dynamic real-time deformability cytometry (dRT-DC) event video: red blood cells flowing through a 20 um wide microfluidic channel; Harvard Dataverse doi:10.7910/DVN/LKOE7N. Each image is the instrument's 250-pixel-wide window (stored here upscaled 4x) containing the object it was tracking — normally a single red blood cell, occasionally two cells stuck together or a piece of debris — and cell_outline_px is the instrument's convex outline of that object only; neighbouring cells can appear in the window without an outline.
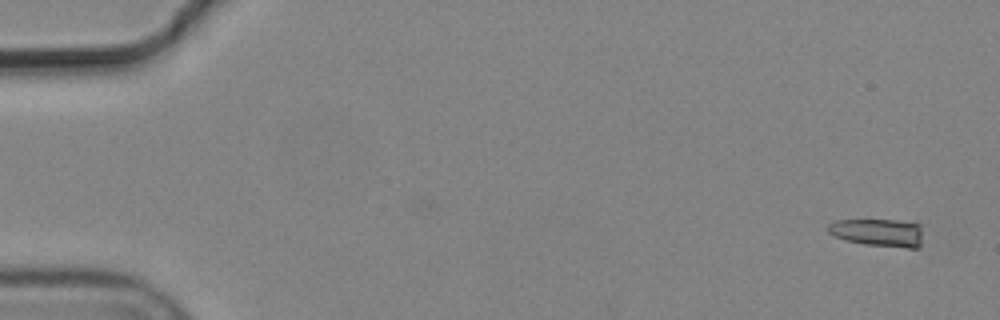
{"species": "common noctule bat (a hibernating species)", "species_latin": "Nyctalus noctula", "temperature_condition": "cold", "stored_images_in_passage": 11, "camera_frame_rate_fps": 3000, "um_per_image_px": 0.085, "animal": {"sex": "male", "body_mass_g": 19.2, "forearm_length_mm": 51.8}, "frame": {"image": 1, "passage_image": 1, "time_ms": 0.0, "image_size_px": [1000, 320], "cell_outline_px": [[920, 248], [908, 248], [864, 244], [844, 240], [828, 232], [828, 224], [836, 220], [916, 220], [920, 224]], "centroid_in_image_um": [74.68, 19.75], "position_along_channel_um": 10.3, "area_um2": 15.55}}
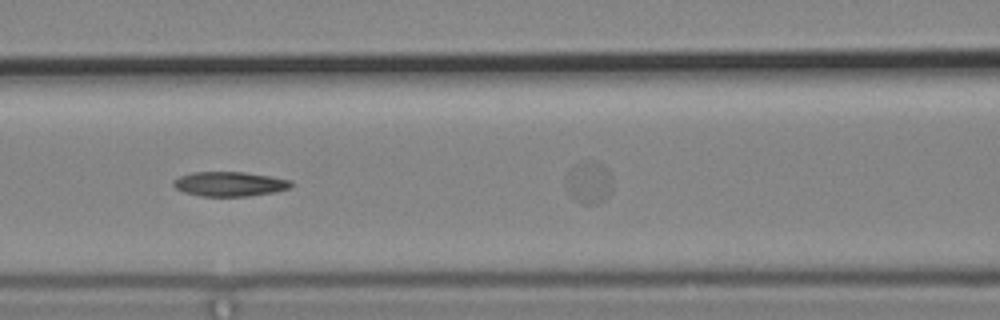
{"frame": {"image": 2, "passage_image": 7, "time_ms": 2.0, "image_size_px": [1000, 320], "cell_outline_px": [[292, 188], [276, 192], [248, 196], [200, 196], [184, 192], [176, 188], [172, 184], [172, 180], [180, 176], [192, 172], [244, 172], [272, 176], [292, 180]], "centroid_in_image_um": [19.55, 15.63], "position_along_channel_um": 147.1, "area_um2": 17.05}}
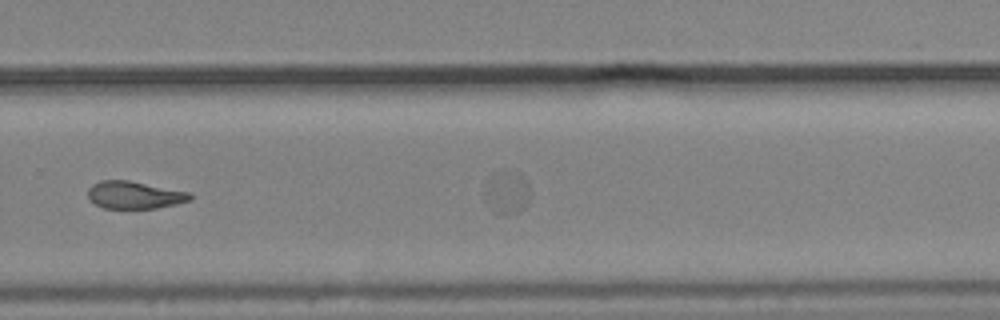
{"frame": {"image": 3, "passage_image": 11, "time_ms": 3.333, "image_size_px": [1000, 320], "cell_outline_px": [[192, 200], [176, 204], [156, 208], [104, 208], [96, 204], [88, 196], [88, 188], [92, 184], [100, 180], [128, 180], [188, 192], [192, 196]], "centroid_in_image_um": [11.42, 16.57], "position_along_channel_um": 318.4, "area_um2": 16.18}}